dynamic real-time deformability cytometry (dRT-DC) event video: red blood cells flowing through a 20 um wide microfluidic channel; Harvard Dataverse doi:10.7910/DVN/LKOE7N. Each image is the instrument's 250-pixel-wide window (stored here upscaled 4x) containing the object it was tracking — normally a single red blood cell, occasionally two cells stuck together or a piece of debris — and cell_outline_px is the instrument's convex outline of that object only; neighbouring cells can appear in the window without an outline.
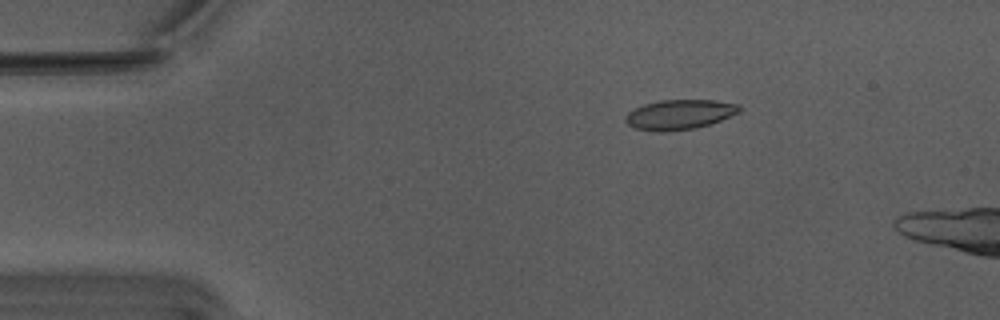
{"species": "Egyptian fruit bat (a non-hibernating species)", "species_latin": "Rousettus aegyptiacus", "temperature_condition": "warm", "stored_images_in_passage": 44, "camera_frame_rate_fps": 3000, "um_per_image_px": 0.085, "animal": {"sex": "male"}, "frame": {"image": 1, "passage_image": 1, "time_ms": 0.0, "image_size_px": [1000, 320], "cell_outline_px": [[740, 112], [720, 120], [696, 128], [636, 128], [628, 124], [624, 120], [624, 116], [628, 112], [644, 104], [660, 100], [716, 100], [740, 104]], "centroid_in_image_um": [57.82, 9.66], "position_along_channel_um": 27.2, "area_um2": 18.84}}
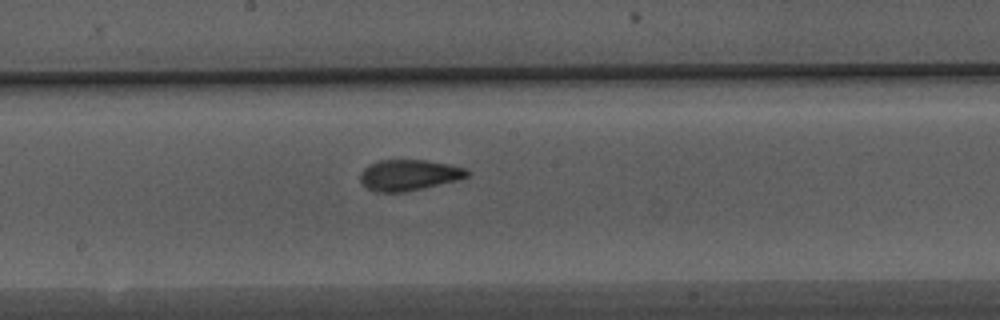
{"frame": {"image": 2, "passage_image": 21, "time_ms": 6.667, "image_size_px": [1000, 320], "cell_outline_px": [[472, 172], [468, 176], [456, 180], [404, 192], [376, 192], [368, 188], [360, 180], [360, 172], [368, 164], [380, 160], [428, 160], [448, 164], [464, 168]], "centroid_in_image_um": [34.74, 14.87], "position_along_channel_um": 213.5, "area_um2": 19.13}}
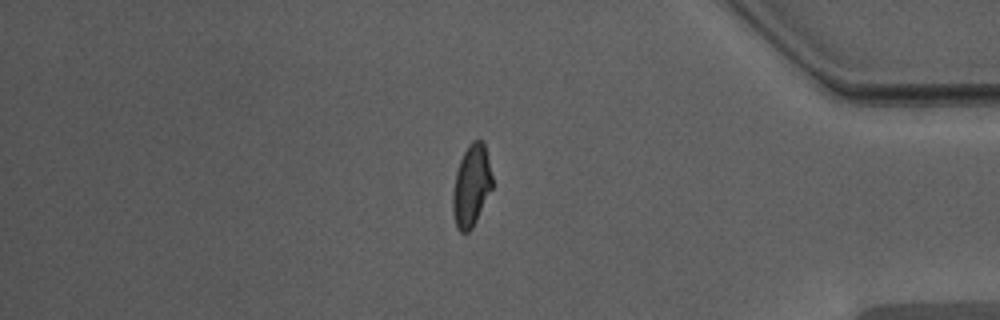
{"frame": {"image": 3, "passage_image": 38, "time_ms": 12.333, "image_size_px": [1000, 320], "cell_outline_px": [[492, 188], [472, 228], [468, 232], [460, 232], [456, 228], [452, 212], [452, 192], [456, 172], [460, 160], [468, 144], [472, 140], [484, 140], [492, 176]], "centroid_in_image_um": [40.05, 15.78], "position_along_channel_um": 395.2, "area_um2": 18.9}, "authors_computed_cell_mechanics": {"area_um2": 19.0451, "velocity_mm_per_s": 3.7607, "shape_relaxation_time_tau1_ms": 5.8595, "shape_relaxation_time_tau2_ms": 1.596, "deformation_change_tau1": 0.1659, "deformation_change_tau2": 0.0692}}